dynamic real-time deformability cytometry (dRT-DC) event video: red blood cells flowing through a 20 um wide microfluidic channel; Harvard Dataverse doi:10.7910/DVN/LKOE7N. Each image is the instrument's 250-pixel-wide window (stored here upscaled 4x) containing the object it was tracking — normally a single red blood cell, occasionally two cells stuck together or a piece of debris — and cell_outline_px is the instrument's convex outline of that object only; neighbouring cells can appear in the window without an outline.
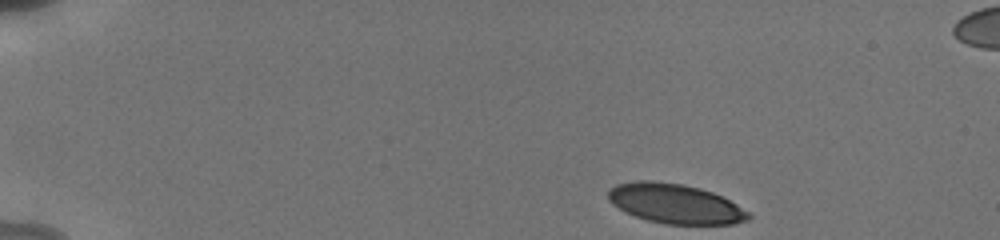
{"species": "human", "species_latin": "Homo sapiens", "temperature_condition": "cold", "stored_images_in_passage": 23, "camera_frame_rate_fps": 3000, "um_per_image_px": 0.085, "donor": {"sex": "male"}, "frame": {"image": 1, "passage_image": 1, "time_ms": 0.0, "image_size_px": [1000, 240], "cell_outline_px": [[752, 216], [748, 220], [732, 224], [668, 224], [648, 220], [636, 216], [612, 204], [608, 200], [608, 192], [616, 184], [640, 180], [652, 180], [684, 184], [700, 188], [712, 192], [736, 204], [748, 212]], "centroid_in_image_um": [57.39, 17.3], "position_along_channel_um": 27.6, "area_um2": 32.14}}
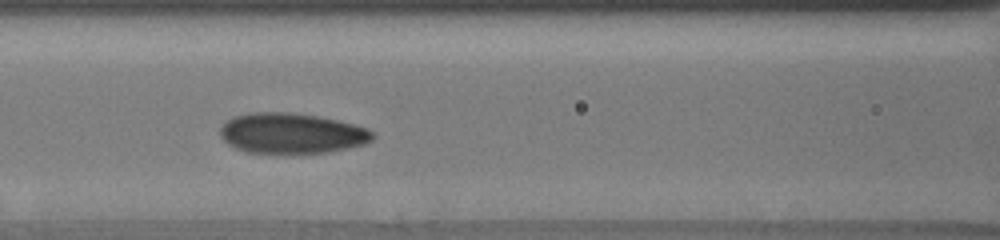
{"frame": {"image": 2, "passage_image": 18, "time_ms": 5.667, "image_size_px": [1000, 240], "cell_outline_px": [[376, 136], [372, 140], [364, 144], [348, 148], [328, 152], [244, 152], [228, 144], [220, 136], [220, 128], [232, 116], [252, 112], [288, 112], [316, 116], [336, 120], [368, 128]], "centroid_in_image_um": [24.78, 11.32], "position_along_channel_um": 141.8, "area_um2": 35.6}}
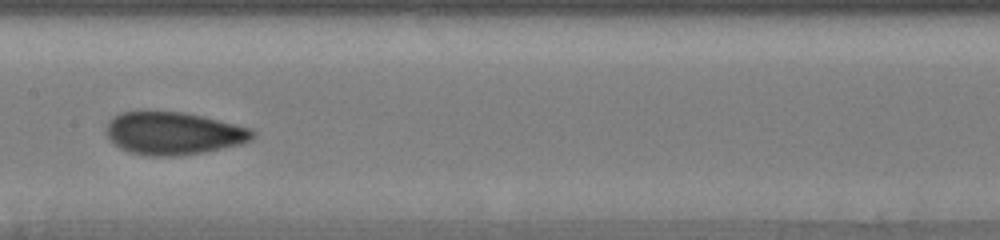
{"frame": {"image": 3, "passage_image": 22, "time_ms": 7.0, "image_size_px": [1000, 240], "cell_outline_px": [[256, 136], [252, 140], [240, 144], [204, 152], [172, 156], [148, 156], [128, 152], [120, 148], [104, 132], [108, 120], [112, 116], [120, 112], [144, 108], [184, 112], [204, 116], [252, 128], [256, 132]], "centroid_in_image_um": [14.7, 11.28], "position_along_channel_um": 192.7, "area_um2": 37.51}}